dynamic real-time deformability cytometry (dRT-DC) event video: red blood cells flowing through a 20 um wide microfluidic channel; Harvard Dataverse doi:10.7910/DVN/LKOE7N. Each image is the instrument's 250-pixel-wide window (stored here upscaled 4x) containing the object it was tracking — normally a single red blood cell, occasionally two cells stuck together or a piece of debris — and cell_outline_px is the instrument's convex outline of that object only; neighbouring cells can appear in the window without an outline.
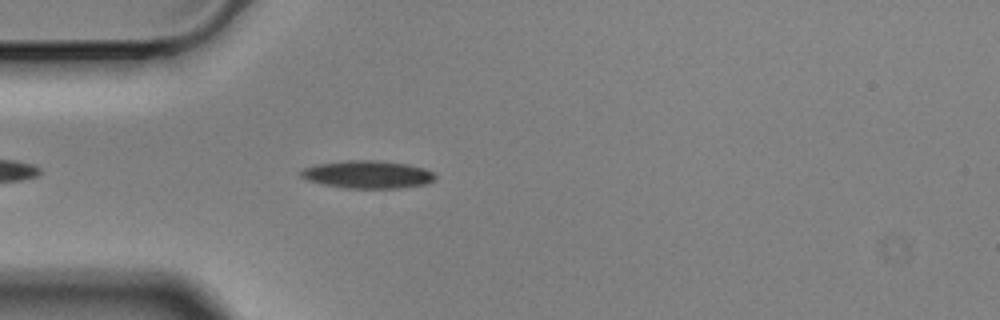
{"species": "Egyptian fruit bat (a non-hibernating species)", "species_latin": "Rousettus aegyptiacus", "temperature_condition": "cold", "stored_images_in_passage": 1, "camera_frame_rate_fps": 3000, "um_per_image_px": 0.085, "animal": {"sex": "male"}, "frame": {"image": 1, "passage_image": 1, "time_ms": 0.0, "image_size_px": [1000, 320], "cell_outline_px": [[436, 176], [432, 180], [424, 184], [400, 188], [344, 188], [320, 184], [308, 180], [300, 176], [300, 172], [304, 168], [316, 164], [344, 160], [380, 160], [408, 164], [424, 168], [432, 172]], "centroid_in_image_um": [31.21, 14.82], "position_along_channel_um": 53.8, "area_um2": 21.79}}